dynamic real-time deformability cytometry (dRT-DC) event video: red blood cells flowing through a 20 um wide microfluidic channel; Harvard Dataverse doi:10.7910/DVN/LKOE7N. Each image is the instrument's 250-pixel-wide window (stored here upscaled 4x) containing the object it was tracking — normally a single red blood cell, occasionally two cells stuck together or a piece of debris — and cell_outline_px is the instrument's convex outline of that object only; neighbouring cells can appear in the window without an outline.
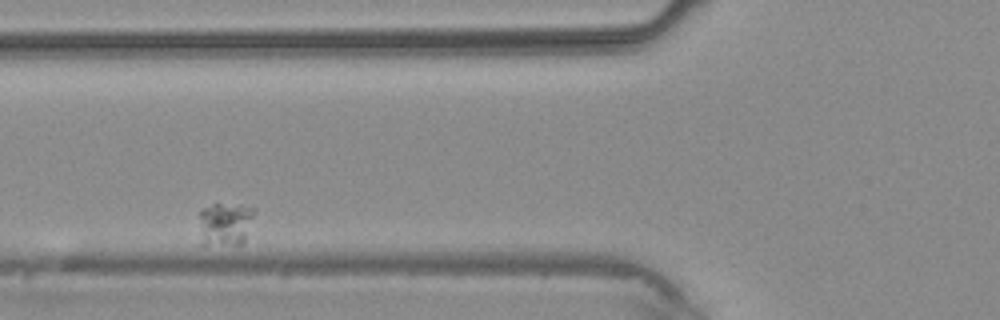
{"species": "common noctule bat (a hibernating species)", "species_latin": "Nyctalus noctula", "temperature_condition": "warm", "stored_images_in_passage": 5, "segment_of_instrument_passage": [1, 2], "camera_frame_rate_fps": 3000, "um_per_image_px": 0.085, "animal": {"sex": "male", "body_mass_g": 20.4}, "frame": {"image": 1, "passage_image": 2, "time_ms": 1.333, "image_size_px": [1000, 320], "cell_outline_px": [[256, 212], [244, 240], [240, 244], [200, 244], [200, 212], [204, 208], [212, 204], [240, 204], [252, 208]], "centroid_in_image_um": [19.14, 19.01], "position_along_channel_um": 106.7, "area_um2": 13.93}}
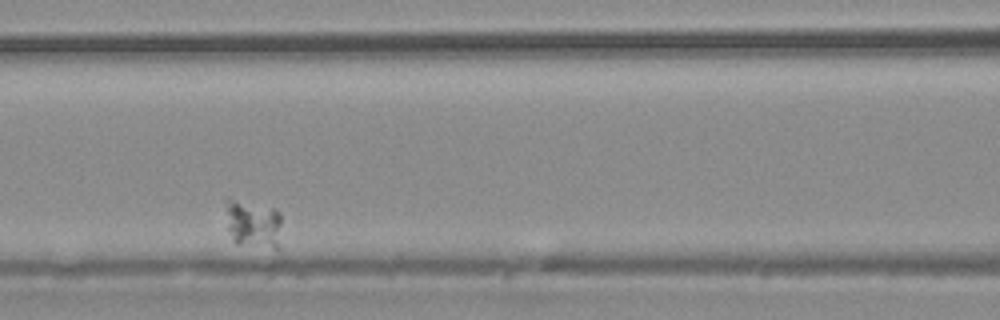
{"frame": {"image": 2, "passage_image": 3, "time_ms": 2.333, "image_size_px": [1000, 320], "cell_outline_px": [[280, 224], [276, 248], [236, 244], [232, 240], [228, 228], [224, 200], [228, 196], [276, 208], [280, 212]], "centroid_in_image_um": [21.44, 18.95], "position_along_channel_um": 145.2, "area_um2": 16.01}}
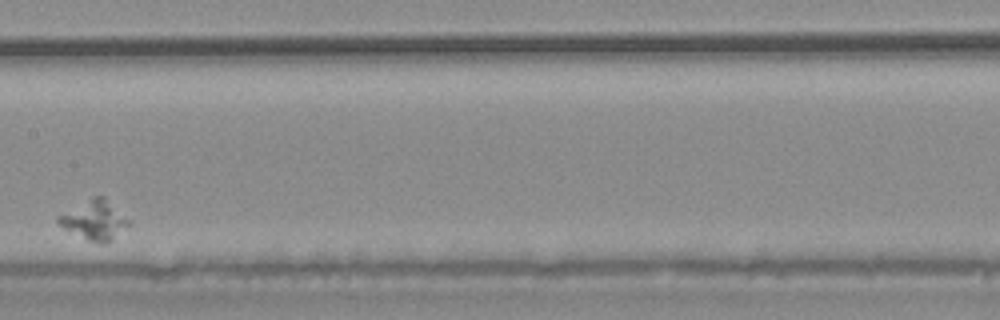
{"frame": {"image": 3, "passage_image": 4, "time_ms": 3.667, "image_size_px": [1000, 320], "cell_outline_px": [[132, 224], [104, 244], [88, 240], [64, 228], [56, 220], [56, 216], [92, 196], [104, 196]], "centroid_in_image_um": [8.01, 18.69], "position_along_channel_um": 199.4, "area_um2": 15.78}}